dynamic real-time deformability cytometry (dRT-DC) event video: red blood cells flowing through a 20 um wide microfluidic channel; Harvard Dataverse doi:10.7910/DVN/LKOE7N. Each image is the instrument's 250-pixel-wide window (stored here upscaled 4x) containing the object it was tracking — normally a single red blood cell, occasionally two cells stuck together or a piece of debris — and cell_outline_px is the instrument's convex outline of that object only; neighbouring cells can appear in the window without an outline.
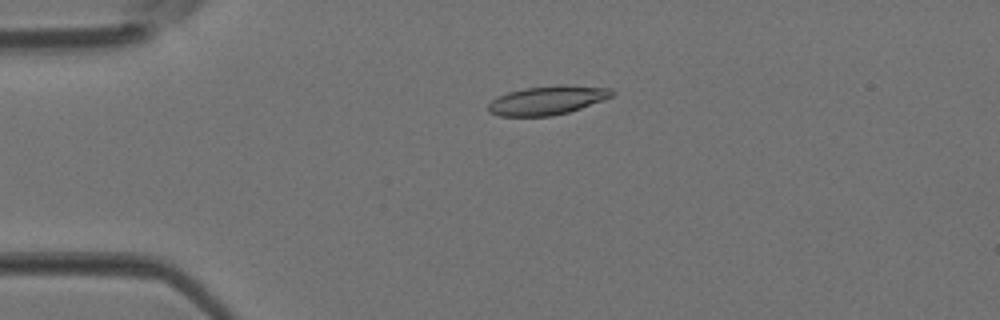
{"species": "Egyptian fruit bat (a non-hibernating species)", "species_latin": "Rousettus aegyptiacus", "temperature_condition": "room temperature", "stored_images_in_passage": 5, "camera_frame_rate_fps": 3000, "um_per_image_px": 0.085, "animal": {"sex": "female"}, "frame": {"image": 1, "passage_image": 2, "time_ms": 0.333, "image_size_px": [1000, 320], "cell_outline_px": [[612, 96], [580, 108], [568, 112], [552, 116], [500, 116], [488, 112], [488, 104], [496, 96], [508, 92], [524, 88], [556, 84], [564, 84], [612, 88]], "centroid_in_image_um": [46.48, 8.51], "position_along_channel_um": 38.5, "area_um2": 20.87}}